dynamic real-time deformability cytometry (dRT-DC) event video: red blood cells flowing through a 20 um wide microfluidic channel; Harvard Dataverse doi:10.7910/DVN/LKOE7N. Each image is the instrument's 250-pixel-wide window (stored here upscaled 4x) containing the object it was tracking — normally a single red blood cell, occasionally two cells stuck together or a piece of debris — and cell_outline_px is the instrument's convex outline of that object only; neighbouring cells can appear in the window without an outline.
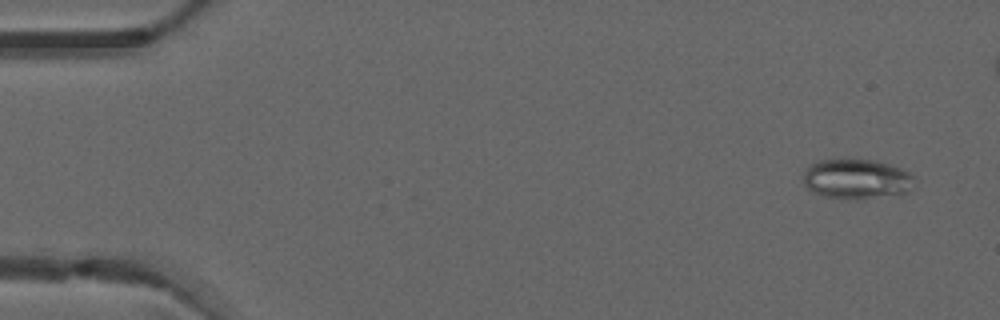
{"species": "common noctule bat (a hibernating species)", "species_latin": "Nyctalus noctula", "temperature_condition": "warm", "stored_images_in_passage": 4, "camera_frame_rate_fps": 3000, "um_per_image_px": 0.085, "animal": {"sex": "male", "forearm_length_mm": 52.5}, "frame": {"image": 1, "passage_image": 1, "time_ms": 0.0, "image_size_px": [1000, 320], "cell_outline_px": [[916, 176], [912, 188], [908, 192], [856, 200], [824, 196], [812, 192], [804, 184], [804, 168], [816, 160], [876, 160], [900, 168]], "centroid_in_image_um": [72.8, 15.22], "position_along_channel_um": 12.2, "area_um2": 25.95}}